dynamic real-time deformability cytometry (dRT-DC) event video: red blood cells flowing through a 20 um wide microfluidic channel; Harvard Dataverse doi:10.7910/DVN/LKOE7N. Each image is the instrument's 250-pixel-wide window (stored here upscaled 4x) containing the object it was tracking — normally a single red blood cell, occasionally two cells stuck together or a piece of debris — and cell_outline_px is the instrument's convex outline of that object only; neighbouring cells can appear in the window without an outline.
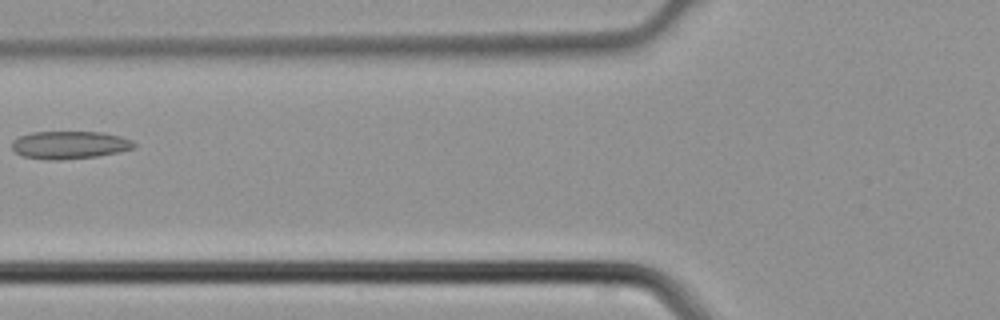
{"species": "common noctule bat (a hibernating species)", "species_latin": "Nyctalus noctula", "temperature_condition": "cold", "stored_images_in_passage": 4, "camera_frame_rate_fps": 3000, "um_per_image_px": 0.085, "animal": {"sex": "male", "body_mass_g": 21.5, "forearm_length_mm": 52.0}, "frame": {"image": 1, "passage_image": 4, "time_ms": 1.0, "image_size_px": [1000, 320], "cell_outline_px": [[136, 148], [96, 156], [60, 160], [52, 160], [24, 156], [16, 152], [12, 148], [12, 140], [20, 136], [32, 132], [104, 132], [120, 136], [132, 140], [136, 144]], "centroid_in_image_um": [5.93, 12.31], "position_along_channel_um": 119.9, "area_um2": 19.65}}